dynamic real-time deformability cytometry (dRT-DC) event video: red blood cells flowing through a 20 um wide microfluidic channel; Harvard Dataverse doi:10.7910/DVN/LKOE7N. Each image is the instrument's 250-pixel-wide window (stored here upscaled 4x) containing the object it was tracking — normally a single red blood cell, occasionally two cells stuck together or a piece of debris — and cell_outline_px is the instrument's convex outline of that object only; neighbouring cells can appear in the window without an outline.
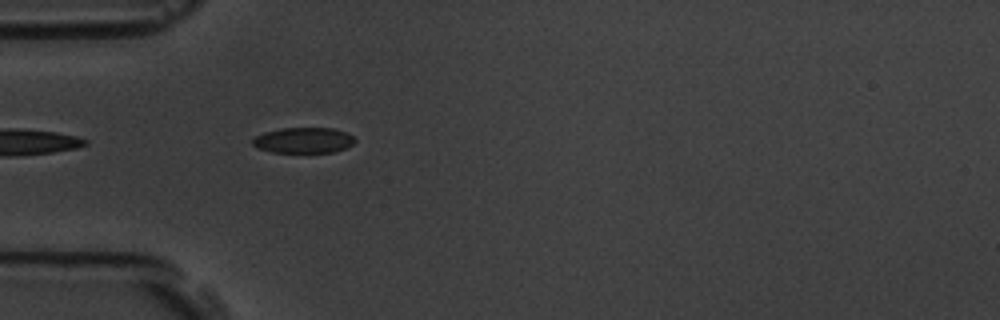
{"species": "common noctule bat (a hibernating species)", "species_latin": "Nyctalus noctula", "temperature_condition": "room temperature", "stored_images_in_passage": 40, "camera_frame_rate_fps": 3000, "um_per_image_px": 0.085, "animal": {"sex": "male", "body_mass_g": 19.5, "forearm_length_mm": 54.6}, "frame": {"image": 1, "passage_image": 1, "time_ms": 0.0, "image_size_px": [1000, 320], "cell_outline_px": [[356, 140], [352, 144], [344, 148], [332, 152], [272, 152], [256, 148], [252, 144], [252, 140], [256, 136], [264, 132], [280, 128], [332, 128], [344, 132], [352, 136]], "centroid_in_image_um": [25.75, 11.92], "position_along_channel_um": 59.2, "area_um2": 15.14}}
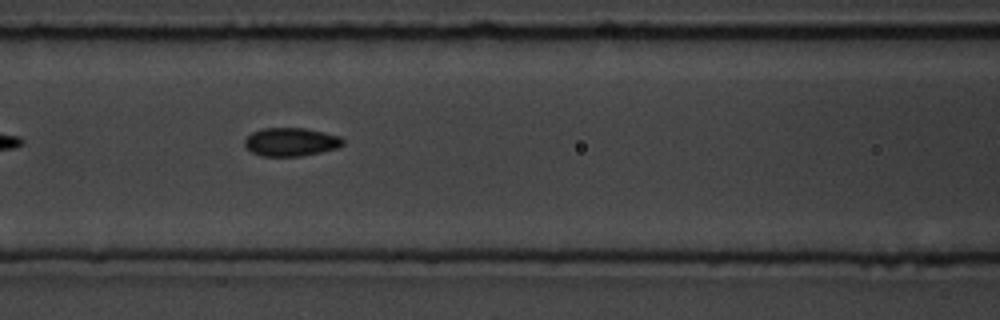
{"frame": {"image": 2, "passage_image": 8, "time_ms": 2.333, "image_size_px": [1000, 320], "cell_outline_px": [[344, 144], [336, 148], [320, 152], [300, 156], [260, 156], [252, 152], [244, 144], [244, 140], [252, 132], [264, 128], [304, 128], [340, 136], [344, 140]], "centroid_in_image_um": [24.72, 12.06], "position_along_channel_um": 141.9, "area_um2": 16.13}}
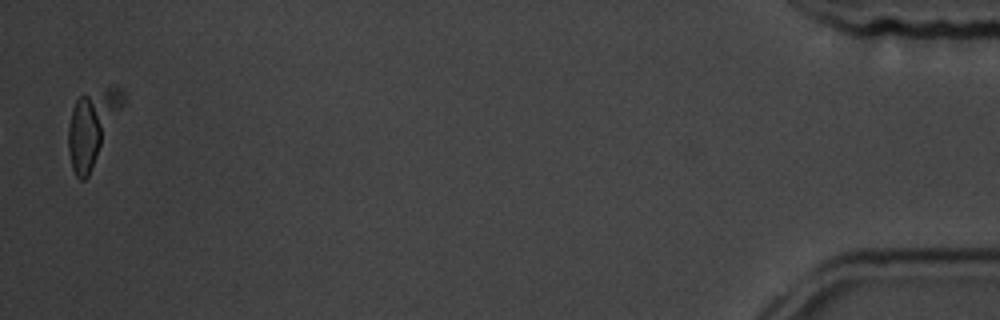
{"frame": {"image": 3, "passage_image": 39, "time_ms": 12.667, "image_size_px": [1000, 320], "cell_outline_px": [[124, 104], [88, 176], [84, 180], [80, 180], [76, 176], [72, 168], [68, 148], [68, 124], [72, 108], [76, 100], [80, 96], [116, 84], [124, 92]], "centroid_in_image_um": [7.83, 10.77], "position_along_channel_um": 427.4, "area_um2": 23.76}, "authors_computed_cell_mechanics": {"area_um2": 16.2707, "velocity_mm_per_s": 3.6812, "shape_relaxation_time_tau1_ms": null, "shape_relaxation_time_tau2_ms": 2.408, "deformation_change_tau1": null, "deformation_change_tau2": 0.0541}}